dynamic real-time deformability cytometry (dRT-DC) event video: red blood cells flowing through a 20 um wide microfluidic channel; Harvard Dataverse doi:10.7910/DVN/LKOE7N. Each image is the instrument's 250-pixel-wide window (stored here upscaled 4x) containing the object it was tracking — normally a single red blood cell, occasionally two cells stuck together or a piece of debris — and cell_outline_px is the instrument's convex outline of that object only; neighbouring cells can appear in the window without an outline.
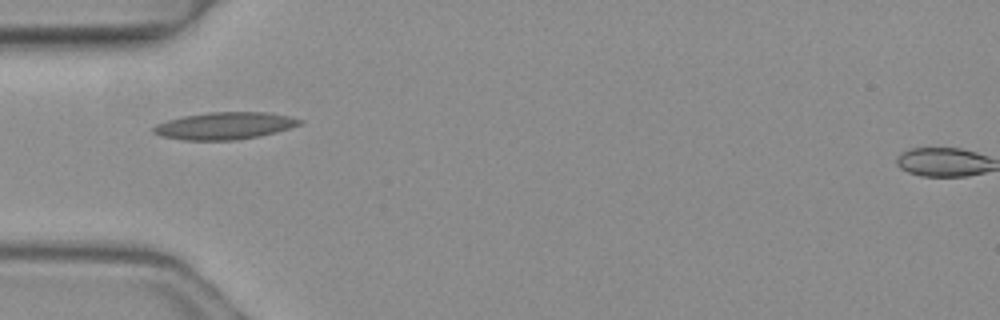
{"species": "common noctule bat (a hibernating species)", "species_latin": "Nyctalus noctula", "temperature_condition": "warm", "stored_images_in_passage": 4, "camera_frame_rate_fps": 3000, "um_per_image_px": 0.085, "animal": {"sex": "female", "body_mass_g": 19.3, "forearm_length_mm": 54.1}, "frame": {"image": 1, "passage_image": 3, "time_ms": 0.667, "image_size_px": [1000, 320], "cell_outline_px": [[304, 124], [276, 132], [260, 136], [236, 140], [184, 140], [160, 136], [152, 132], [152, 128], [156, 124], [168, 120], [184, 116], [208, 112], [268, 112], [288, 116], [304, 120]], "centroid_in_image_um": [19.12, 10.69], "position_along_channel_um": 65.9, "area_um2": 23.29}}
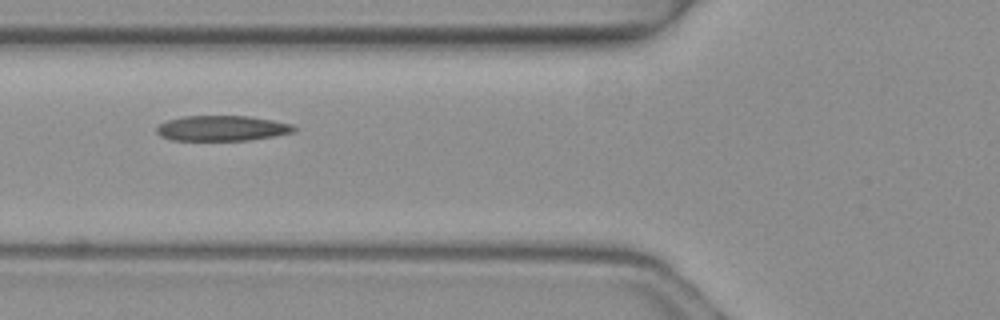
{"frame": {"image": 2, "passage_image": 4, "time_ms": 1.0, "image_size_px": [1000, 320], "cell_outline_px": [[296, 132], [276, 136], [248, 140], [172, 140], [160, 136], [156, 132], [156, 128], [160, 124], [168, 120], [184, 116], [248, 116], [272, 120], [292, 124], [296, 128]], "centroid_in_image_um": [18.89, 10.9], "position_along_channel_um": 106.9, "area_um2": 20.29}}